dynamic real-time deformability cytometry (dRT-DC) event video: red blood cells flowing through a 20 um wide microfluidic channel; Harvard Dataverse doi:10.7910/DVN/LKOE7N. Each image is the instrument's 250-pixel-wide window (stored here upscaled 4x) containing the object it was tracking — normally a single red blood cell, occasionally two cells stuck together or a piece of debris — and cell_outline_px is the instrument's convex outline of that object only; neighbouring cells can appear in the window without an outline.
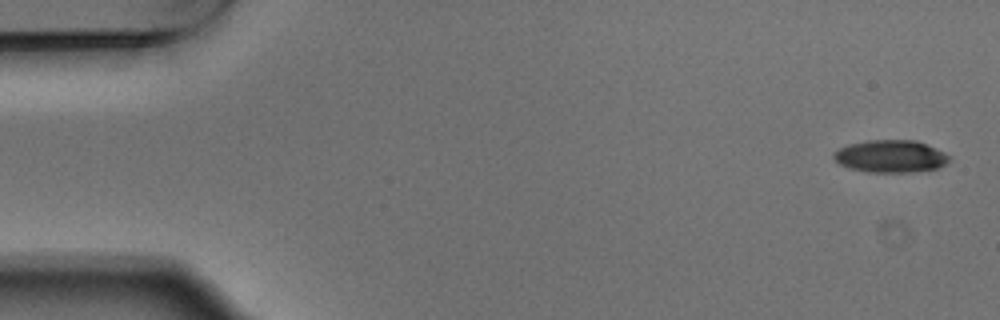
{"species": "Egyptian fruit bat (a non-hibernating species)", "species_latin": "Rousettus aegyptiacus", "temperature_condition": "warm", "stored_images_in_passage": 10, "camera_frame_rate_fps": 3000, "um_per_image_px": 0.085, "animal": {"sex": "male"}, "frame": {"image": 1, "passage_image": 1, "time_ms": 0.0, "image_size_px": [1000, 320], "cell_outline_px": [[952, 160], [948, 164], [936, 168], [912, 172], [868, 172], [848, 168], [840, 164], [832, 156], [840, 148], [848, 144], [868, 140], [916, 140], [944, 152]], "centroid_in_image_um": [75.72, 13.29], "position_along_channel_um": 9.3, "area_um2": 21.79}}
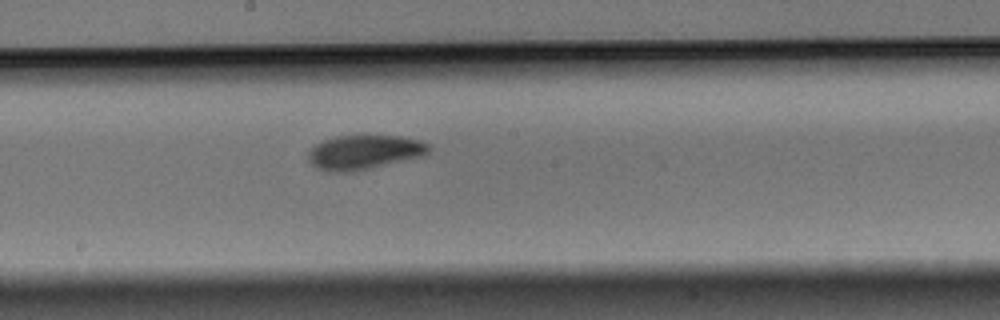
{"frame": {"image": 2, "passage_image": 10, "time_ms": 3.0, "image_size_px": [1000, 320], "cell_outline_px": [[432, 148], [424, 156], [372, 168], [352, 172], [328, 172], [316, 168], [308, 160], [308, 152], [316, 144], [324, 140], [336, 136], [400, 136], [420, 140], [428, 144]], "centroid_in_image_um": [30.97, 12.95], "position_along_channel_um": 217.2, "area_um2": 24.28}}